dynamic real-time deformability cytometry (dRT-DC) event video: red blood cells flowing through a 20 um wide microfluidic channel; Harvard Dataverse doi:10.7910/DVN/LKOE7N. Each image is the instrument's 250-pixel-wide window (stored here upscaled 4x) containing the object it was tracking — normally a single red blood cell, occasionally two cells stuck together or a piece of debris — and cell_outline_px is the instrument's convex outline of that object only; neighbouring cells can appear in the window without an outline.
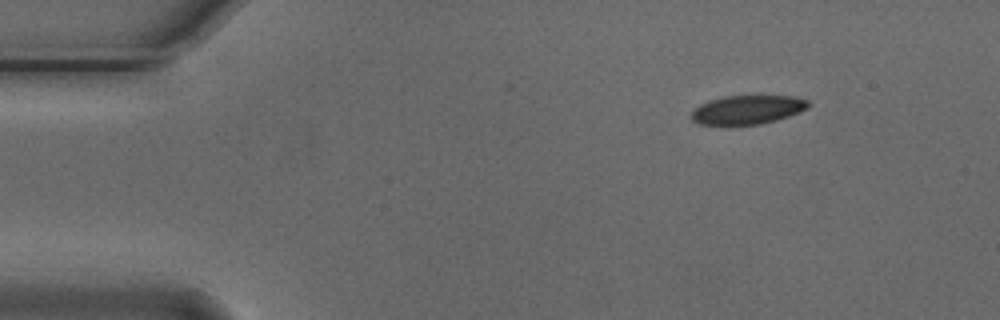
{"species": "Egyptian fruit bat (a non-hibernating species)", "species_latin": "Rousettus aegyptiacus", "temperature_condition": "cold", "stored_images_in_passage": 2, "camera_frame_rate_fps": 3000, "um_per_image_px": 0.085, "animal": {"sex": "male"}, "frame": {"image": 1, "passage_image": 2, "time_ms": 0.333, "image_size_px": [1000, 320], "cell_outline_px": [[808, 108], [800, 112], [776, 120], [760, 124], [700, 124], [692, 120], [692, 112], [700, 104], [724, 96], [792, 96], [808, 100]], "centroid_in_image_um": [63.56, 9.32], "position_along_channel_um": 21.4, "area_um2": 19.31}}